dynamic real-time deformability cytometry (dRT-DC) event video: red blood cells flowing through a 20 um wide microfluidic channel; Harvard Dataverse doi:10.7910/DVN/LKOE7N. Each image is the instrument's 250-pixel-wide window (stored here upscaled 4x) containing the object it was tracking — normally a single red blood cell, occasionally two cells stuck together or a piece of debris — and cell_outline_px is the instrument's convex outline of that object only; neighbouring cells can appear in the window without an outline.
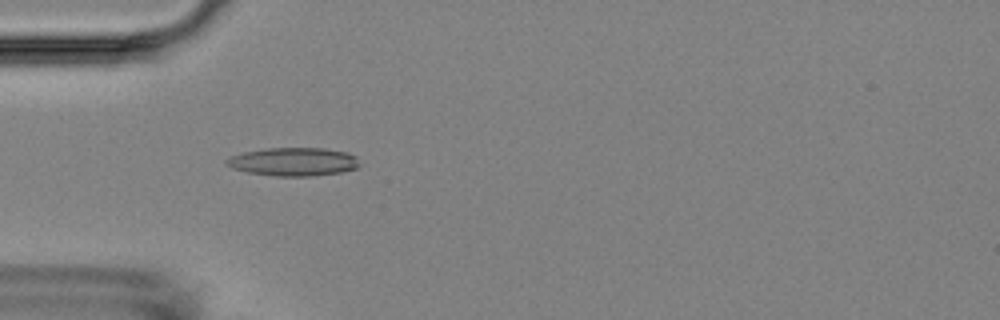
{"species": "Egyptian fruit bat (a non-hibernating species)", "species_latin": "Rousettus aegyptiacus", "temperature_condition": "room temperature", "stored_images_in_passage": 5, "camera_frame_rate_fps": 3000, "um_per_image_px": 0.085, "animal": {"sex": "female"}, "frame": {"image": 1, "passage_image": 5, "time_ms": 4.667, "image_size_px": [1000, 320], "cell_outline_px": [[360, 168], [344, 172], [312, 176], [276, 176], [248, 172], [232, 168], [224, 164], [224, 160], [232, 156], [244, 152], [268, 148], [324, 148], [348, 152], [356, 156], [360, 164]], "centroid_in_image_um": [24.99, 13.75], "position_along_channel_um": 60.0, "area_um2": 22.2}}